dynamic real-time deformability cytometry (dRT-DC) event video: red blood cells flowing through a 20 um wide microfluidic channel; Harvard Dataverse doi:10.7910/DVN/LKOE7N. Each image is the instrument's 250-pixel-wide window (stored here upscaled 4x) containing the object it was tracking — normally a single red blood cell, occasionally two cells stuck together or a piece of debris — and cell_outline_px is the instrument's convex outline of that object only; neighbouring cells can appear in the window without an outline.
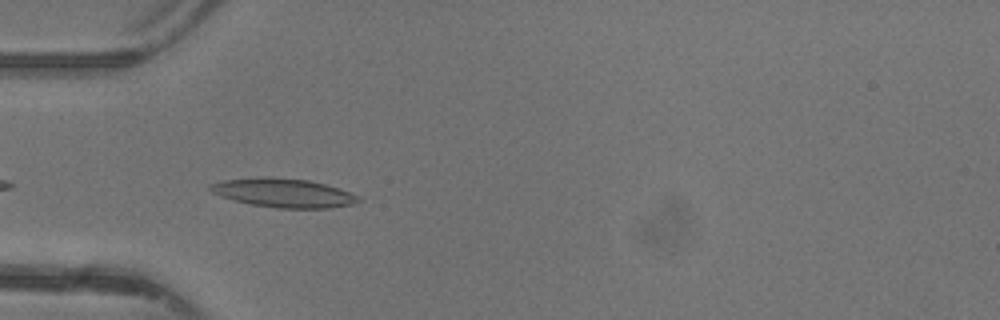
{"species": "common noctule bat (a hibernating species)", "species_latin": "Nyctalus noctula", "temperature_condition": "warm", "stored_images_in_passage": 34, "camera_frame_rate_fps": 3000, "um_per_image_px": 0.085, "animal": {"sex": "female"}, "frame": {"image": 1, "passage_image": 2, "time_ms": 0.333, "image_size_px": [1000, 320], "cell_outline_px": [[360, 200], [352, 204], [332, 208], [276, 208], [252, 204], [236, 200], [212, 192], [208, 188], [212, 184], [224, 180], [264, 176], [268, 176], [308, 180], [340, 188], [360, 196]], "centroid_in_image_um": [24.15, 16.39], "position_along_channel_um": 60.8, "area_um2": 24.74}}
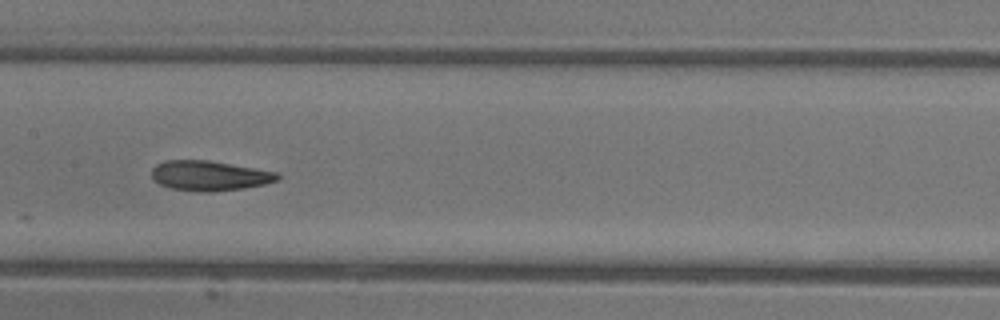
{"frame": {"image": 2, "passage_image": 11, "time_ms": 3.333, "image_size_px": [1000, 320], "cell_outline_px": [[280, 180], [264, 184], [244, 188], [212, 192], [200, 192], [172, 188], [160, 184], [152, 176], [152, 168], [156, 164], [164, 160], [208, 160], [276, 172], [280, 176]], "centroid_in_image_um": [17.8, 14.93], "position_along_channel_um": 189.6, "area_um2": 21.85}}
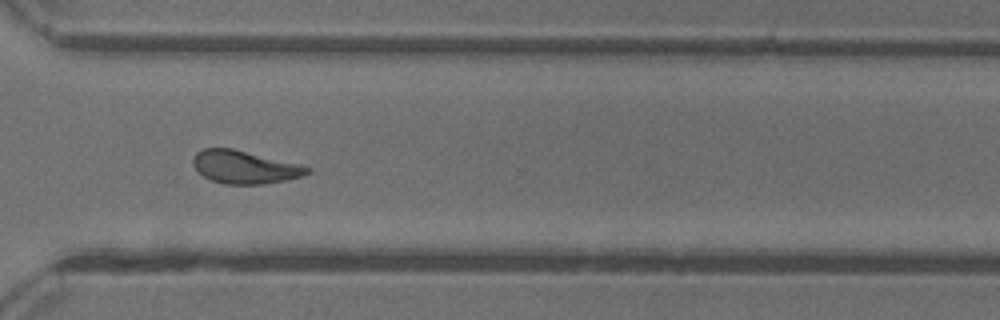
{"frame": {"image": 3, "passage_image": 22, "time_ms": 7.0, "image_size_px": [1000, 320], "cell_outline_px": [[312, 172], [300, 176], [284, 180], [264, 184], [224, 184], [212, 180], [204, 176], [192, 164], [192, 160], [196, 152], [204, 148], [232, 148], [300, 164], [312, 168]], "centroid_in_image_um": [20.8, 14.19], "position_along_channel_um": 349.8, "area_um2": 21.79}, "authors_computed_cell_mechanics": {"area_um2": 21.7906, "velocity_mm_per_s": 4.3777, "shape_relaxation_time_tau1_ms": null, "shape_relaxation_time_tau2_ms": 2.5471, "deformation_change_tau1": null, "deformation_change_tau2": 0.11}}